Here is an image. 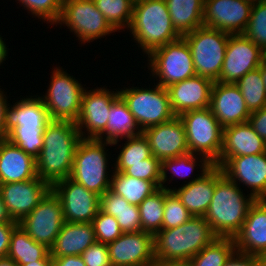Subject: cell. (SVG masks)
Segmentation results:
<instances>
[{
	"mask_svg": "<svg viewBox=\"0 0 266 266\" xmlns=\"http://www.w3.org/2000/svg\"><path fill=\"white\" fill-rule=\"evenodd\" d=\"M243 34L266 53V0H254Z\"/></svg>",
	"mask_w": 266,
	"mask_h": 266,
	"instance_id": "obj_41",
	"label": "cell"
},
{
	"mask_svg": "<svg viewBox=\"0 0 266 266\" xmlns=\"http://www.w3.org/2000/svg\"><path fill=\"white\" fill-rule=\"evenodd\" d=\"M37 96L23 97L13 105H8V126H22L23 128L46 127L51 119L44 103L39 98V95Z\"/></svg>",
	"mask_w": 266,
	"mask_h": 266,
	"instance_id": "obj_28",
	"label": "cell"
},
{
	"mask_svg": "<svg viewBox=\"0 0 266 266\" xmlns=\"http://www.w3.org/2000/svg\"><path fill=\"white\" fill-rule=\"evenodd\" d=\"M169 192L159 188L138 205L142 231L155 235L162 230L165 196Z\"/></svg>",
	"mask_w": 266,
	"mask_h": 266,
	"instance_id": "obj_35",
	"label": "cell"
},
{
	"mask_svg": "<svg viewBox=\"0 0 266 266\" xmlns=\"http://www.w3.org/2000/svg\"><path fill=\"white\" fill-rule=\"evenodd\" d=\"M235 250L234 238L217 237L190 259V262L193 266H223Z\"/></svg>",
	"mask_w": 266,
	"mask_h": 266,
	"instance_id": "obj_38",
	"label": "cell"
},
{
	"mask_svg": "<svg viewBox=\"0 0 266 266\" xmlns=\"http://www.w3.org/2000/svg\"><path fill=\"white\" fill-rule=\"evenodd\" d=\"M37 177L36 159L7 138L0 140V184Z\"/></svg>",
	"mask_w": 266,
	"mask_h": 266,
	"instance_id": "obj_26",
	"label": "cell"
},
{
	"mask_svg": "<svg viewBox=\"0 0 266 266\" xmlns=\"http://www.w3.org/2000/svg\"><path fill=\"white\" fill-rule=\"evenodd\" d=\"M18 266H52V257L49 253L43 260L34 261L28 264H23Z\"/></svg>",
	"mask_w": 266,
	"mask_h": 266,
	"instance_id": "obj_54",
	"label": "cell"
},
{
	"mask_svg": "<svg viewBox=\"0 0 266 266\" xmlns=\"http://www.w3.org/2000/svg\"><path fill=\"white\" fill-rule=\"evenodd\" d=\"M265 52L244 34H231L223 67L217 82L237 83L245 74L260 66Z\"/></svg>",
	"mask_w": 266,
	"mask_h": 266,
	"instance_id": "obj_15",
	"label": "cell"
},
{
	"mask_svg": "<svg viewBox=\"0 0 266 266\" xmlns=\"http://www.w3.org/2000/svg\"><path fill=\"white\" fill-rule=\"evenodd\" d=\"M43 132L44 128L8 126L7 139L36 159L43 147Z\"/></svg>",
	"mask_w": 266,
	"mask_h": 266,
	"instance_id": "obj_40",
	"label": "cell"
},
{
	"mask_svg": "<svg viewBox=\"0 0 266 266\" xmlns=\"http://www.w3.org/2000/svg\"><path fill=\"white\" fill-rule=\"evenodd\" d=\"M0 266H18L10 257H0Z\"/></svg>",
	"mask_w": 266,
	"mask_h": 266,
	"instance_id": "obj_56",
	"label": "cell"
},
{
	"mask_svg": "<svg viewBox=\"0 0 266 266\" xmlns=\"http://www.w3.org/2000/svg\"><path fill=\"white\" fill-rule=\"evenodd\" d=\"M8 105L6 94L0 88V140L6 139L8 135Z\"/></svg>",
	"mask_w": 266,
	"mask_h": 266,
	"instance_id": "obj_49",
	"label": "cell"
},
{
	"mask_svg": "<svg viewBox=\"0 0 266 266\" xmlns=\"http://www.w3.org/2000/svg\"><path fill=\"white\" fill-rule=\"evenodd\" d=\"M266 152V142L248 123L223 128V146L219 160L214 164L222 167L231 157L255 155Z\"/></svg>",
	"mask_w": 266,
	"mask_h": 266,
	"instance_id": "obj_25",
	"label": "cell"
},
{
	"mask_svg": "<svg viewBox=\"0 0 266 266\" xmlns=\"http://www.w3.org/2000/svg\"><path fill=\"white\" fill-rule=\"evenodd\" d=\"M178 117L184 124L189 152L205 156L215 164L223 146V127L211 109L189 110Z\"/></svg>",
	"mask_w": 266,
	"mask_h": 266,
	"instance_id": "obj_6",
	"label": "cell"
},
{
	"mask_svg": "<svg viewBox=\"0 0 266 266\" xmlns=\"http://www.w3.org/2000/svg\"><path fill=\"white\" fill-rule=\"evenodd\" d=\"M112 142L95 138H82L76 148L70 178L86 189L101 196L110 190L109 155L106 146Z\"/></svg>",
	"mask_w": 266,
	"mask_h": 266,
	"instance_id": "obj_5",
	"label": "cell"
},
{
	"mask_svg": "<svg viewBox=\"0 0 266 266\" xmlns=\"http://www.w3.org/2000/svg\"><path fill=\"white\" fill-rule=\"evenodd\" d=\"M51 189L44 180L36 177L23 182L0 184V194L13 221H22Z\"/></svg>",
	"mask_w": 266,
	"mask_h": 266,
	"instance_id": "obj_18",
	"label": "cell"
},
{
	"mask_svg": "<svg viewBox=\"0 0 266 266\" xmlns=\"http://www.w3.org/2000/svg\"><path fill=\"white\" fill-rule=\"evenodd\" d=\"M50 253L44 244L34 241L19 224L14 228L7 256L18 265L43 260Z\"/></svg>",
	"mask_w": 266,
	"mask_h": 266,
	"instance_id": "obj_31",
	"label": "cell"
},
{
	"mask_svg": "<svg viewBox=\"0 0 266 266\" xmlns=\"http://www.w3.org/2000/svg\"><path fill=\"white\" fill-rule=\"evenodd\" d=\"M93 2L116 32L129 27L134 6L133 1L93 0Z\"/></svg>",
	"mask_w": 266,
	"mask_h": 266,
	"instance_id": "obj_39",
	"label": "cell"
},
{
	"mask_svg": "<svg viewBox=\"0 0 266 266\" xmlns=\"http://www.w3.org/2000/svg\"><path fill=\"white\" fill-rule=\"evenodd\" d=\"M62 67H54L47 92L39 98L44 103L51 120L76 122L80 111L82 96L86 89Z\"/></svg>",
	"mask_w": 266,
	"mask_h": 266,
	"instance_id": "obj_10",
	"label": "cell"
},
{
	"mask_svg": "<svg viewBox=\"0 0 266 266\" xmlns=\"http://www.w3.org/2000/svg\"><path fill=\"white\" fill-rule=\"evenodd\" d=\"M109 90L107 87L85 89L82 96L81 111L76 121L81 138L107 141L110 110L112 104L120 97L119 90L115 92Z\"/></svg>",
	"mask_w": 266,
	"mask_h": 266,
	"instance_id": "obj_12",
	"label": "cell"
},
{
	"mask_svg": "<svg viewBox=\"0 0 266 266\" xmlns=\"http://www.w3.org/2000/svg\"><path fill=\"white\" fill-rule=\"evenodd\" d=\"M96 241L92 223L64 222L53 246L51 257L81 255Z\"/></svg>",
	"mask_w": 266,
	"mask_h": 266,
	"instance_id": "obj_27",
	"label": "cell"
},
{
	"mask_svg": "<svg viewBox=\"0 0 266 266\" xmlns=\"http://www.w3.org/2000/svg\"><path fill=\"white\" fill-rule=\"evenodd\" d=\"M193 217L177 195L170 191L165 196L162 229L175 228Z\"/></svg>",
	"mask_w": 266,
	"mask_h": 266,
	"instance_id": "obj_43",
	"label": "cell"
},
{
	"mask_svg": "<svg viewBox=\"0 0 266 266\" xmlns=\"http://www.w3.org/2000/svg\"><path fill=\"white\" fill-rule=\"evenodd\" d=\"M100 210L115 217L123 233L142 231L138 206L111 190L100 196Z\"/></svg>",
	"mask_w": 266,
	"mask_h": 266,
	"instance_id": "obj_29",
	"label": "cell"
},
{
	"mask_svg": "<svg viewBox=\"0 0 266 266\" xmlns=\"http://www.w3.org/2000/svg\"><path fill=\"white\" fill-rule=\"evenodd\" d=\"M141 132L127 104L119 97L112 104L110 110L107 124V141L112 142L115 146L124 138L141 134Z\"/></svg>",
	"mask_w": 266,
	"mask_h": 266,
	"instance_id": "obj_32",
	"label": "cell"
},
{
	"mask_svg": "<svg viewBox=\"0 0 266 266\" xmlns=\"http://www.w3.org/2000/svg\"><path fill=\"white\" fill-rule=\"evenodd\" d=\"M64 224L62 204L50 189L19 225L37 243L51 248Z\"/></svg>",
	"mask_w": 266,
	"mask_h": 266,
	"instance_id": "obj_13",
	"label": "cell"
},
{
	"mask_svg": "<svg viewBox=\"0 0 266 266\" xmlns=\"http://www.w3.org/2000/svg\"><path fill=\"white\" fill-rule=\"evenodd\" d=\"M0 223H17L13 221V219L9 215L7 208L2 200L1 194H0Z\"/></svg>",
	"mask_w": 266,
	"mask_h": 266,
	"instance_id": "obj_52",
	"label": "cell"
},
{
	"mask_svg": "<svg viewBox=\"0 0 266 266\" xmlns=\"http://www.w3.org/2000/svg\"><path fill=\"white\" fill-rule=\"evenodd\" d=\"M223 128L248 122L250 111L236 84L214 82L210 107Z\"/></svg>",
	"mask_w": 266,
	"mask_h": 266,
	"instance_id": "obj_22",
	"label": "cell"
},
{
	"mask_svg": "<svg viewBox=\"0 0 266 266\" xmlns=\"http://www.w3.org/2000/svg\"><path fill=\"white\" fill-rule=\"evenodd\" d=\"M147 58L148 70L164 88L196 75L190 47L183 37L153 50Z\"/></svg>",
	"mask_w": 266,
	"mask_h": 266,
	"instance_id": "obj_9",
	"label": "cell"
},
{
	"mask_svg": "<svg viewBox=\"0 0 266 266\" xmlns=\"http://www.w3.org/2000/svg\"><path fill=\"white\" fill-rule=\"evenodd\" d=\"M255 199L225 174L216 182L210 206L204 215L217 237L234 238L241 230Z\"/></svg>",
	"mask_w": 266,
	"mask_h": 266,
	"instance_id": "obj_3",
	"label": "cell"
},
{
	"mask_svg": "<svg viewBox=\"0 0 266 266\" xmlns=\"http://www.w3.org/2000/svg\"><path fill=\"white\" fill-rule=\"evenodd\" d=\"M110 190L122 196L132 205H139L159 188L151 181L134 178L122 172L112 171Z\"/></svg>",
	"mask_w": 266,
	"mask_h": 266,
	"instance_id": "obj_33",
	"label": "cell"
},
{
	"mask_svg": "<svg viewBox=\"0 0 266 266\" xmlns=\"http://www.w3.org/2000/svg\"><path fill=\"white\" fill-rule=\"evenodd\" d=\"M19 223H0V257H6L10 244V237Z\"/></svg>",
	"mask_w": 266,
	"mask_h": 266,
	"instance_id": "obj_50",
	"label": "cell"
},
{
	"mask_svg": "<svg viewBox=\"0 0 266 266\" xmlns=\"http://www.w3.org/2000/svg\"><path fill=\"white\" fill-rule=\"evenodd\" d=\"M254 1L204 0V26L228 34H243Z\"/></svg>",
	"mask_w": 266,
	"mask_h": 266,
	"instance_id": "obj_16",
	"label": "cell"
},
{
	"mask_svg": "<svg viewBox=\"0 0 266 266\" xmlns=\"http://www.w3.org/2000/svg\"><path fill=\"white\" fill-rule=\"evenodd\" d=\"M152 266H193L190 260L172 261V262H155Z\"/></svg>",
	"mask_w": 266,
	"mask_h": 266,
	"instance_id": "obj_53",
	"label": "cell"
},
{
	"mask_svg": "<svg viewBox=\"0 0 266 266\" xmlns=\"http://www.w3.org/2000/svg\"><path fill=\"white\" fill-rule=\"evenodd\" d=\"M123 174L153 182L158 188H161V162L151 155L144 159L142 163L130 164Z\"/></svg>",
	"mask_w": 266,
	"mask_h": 266,
	"instance_id": "obj_45",
	"label": "cell"
},
{
	"mask_svg": "<svg viewBox=\"0 0 266 266\" xmlns=\"http://www.w3.org/2000/svg\"><path fill=\"white\" fill-rule=\"evenodd\" d=\"M124 140L126 141L123 146H120L121 150L116 157L113 171L123 172L130 167V164L142 163L144 159L152 155L148 140L142 133L124 138Z\"/></svg>",
	"mask_w": 266,
	"mask_h": 266,
	"instance_id": "obj_37",
	"label": "cell"
},
{
	"mask_svg": "<svg viewBox=\"0 0 266 266\" xmlns=\"http://www.w3.org/2000/svg\"><path fill=\"white\" fill-rule=\"evenodd\" d=\"M91 223L94 228L96 241L103 244L108 245L123 234L116 218L102 212L100 209Z\"/></svg>",
	"mask_w": 266,
	"mask_h": 266,
	"instance_id": "obj_44",
	"label": "cell"
},
{
	"mask_svg": "<svg viewBox=\"0 0 266 266\" xmlns=\"http://www.w3.org/2000/svg\"><path fill=\"white\" fill-rule=\"evenodd\" d=\"M141 133L148 140L151 154L160 162L189 152L184 124L178 116Z\"/></svg>",
	"mask_w": 266,
	"mask_h": 266,
	"instance_id": "obj_20",
	"label": "cell"
},
{
	"mask_svg": "<svg viewBox=\"0 0 266 266\" xmlns=\"http://www.w3.org/2000/svg\"><path fill=\"white\" fill-rule=\"evenodd\" d=\"M223 266H263V259L235 250Z\"/></svg>",
	"mask_w": 266,
	"mask_h": 266,
	"instance_id": "obj_47",
	"label": "cell"
},
{
	"mask_svg": "<svg viewBox=\"0 0 266 266\" xmlns=\"http://www.w3.org/2000/svg\"><path fill=\"white\" fill-rule=\"evenodd\" d=\"M234 240L237 251L262 259L266 257V200H255L250 206Z\"/></svg>",
	"mask_w": 266,
	"mask_h": 266,
	"instance_id": "obj_24",
	"label": "cell"
},
{
	"mask_svg": "<svg viewBox=\"0 0 266 266\" xmlns=\"http://www.w3.org/2000/svg\"><path fill=\"white\" fill-rule=\"evenodd\" d=\"M217 236L204 217H191L186 223L162 229L154 235L156 262L187 261L192 259Z\"/></svg>",
	"mask_w": 266,
	"mask_h": 266,
	"instance_id": "obj_2",
	"label": "cell"
},
{
	"mask_svg": "<svg viewBox=\"0 0 266 266\" xmlns=\"http://www.w3.org/2000/svg\"><path fill=\"white\" fill-rule=\"evenodd\" d=\"M153 86L155 87H149V89L134 86L124 87L125 90L120 89L119 91L120 97L127 104L141 131L176 117L170 105L167 88L158 84Z\"/></svg>",
	"mask_w": 266,
	"mask_h": 266,
	"instance_id": "obj_8",
	"label": "cell"
},
{
	"mask_svg": "<svg viewBox=\"0 0 266 266\" xmlns=\"http://www.w3.org/2000/svg\"><path fill=\"white\" fill-rule=\"evenodd\" d=\"M112 266H152L154 257V235L151 233L126 232L108 244Z\"/></svg>",
	"mask_w": 266,
	"mask_h": 266,
	"instance_id": "obj_17",
	"label": "cell"
},
{
	"mask_svg": "<svg viewBox=\"0 0 266 266\" xmlns=\"http://www.w3.org/2000/svg\"><path fill=\"white\" fill-rule=\"evenodd\" d=\"M197 162L200 163L197 165ZM196 166H199L200 167L199 169L201 171H208L211 167L214 166V164H212L205 156L192 154L191 152H188L186 154L174 158L162 160L161 188L169 190L170 188L166 187V185L164 184H166L170 178L171 180H169L168 183L173 180L174 178L173 176L180 178L189 177V175H191L194 172ZM167 171H170V174H172V176L169 178H167L168 177L167 174H169L167 173Z\"/></svg>",
	"mask_w": 266,
	"mask_h": 266,
	"instance_id": "obj_34",
	"label": "cell"
},
{
	"mask_svg": "<svg viewBox=\"0 0 266 266\" xmlns=\"http://www.w3.org/2000/svg\"><path fill=\"white\" fill-rule=\"evenodd\" d=\"M81 139L76 122L51 120L44 128L43 147L36 158L37 177L50 186L70 177Z\"/></svg>",
	"mask_w": 266,
	"mask_h": 266,
	"instance_id": "obj_1",
	"label": "cell"
},
{
	"mask_svg": "<svg viewBox=\"0 0 266 266\" xmlns=\"http://www.w3.org/2000/svg\"><path fill=\"white\" fill-rule=\"evenodd\" d=\"M173 27L181 35L204 26V0H165Z\"/></svg>",
	"mask_w": 266,
	"mask_h": 266,
	"instance_id": "obj_30",
	"label": "cell"
},
{
	"mask_svg": "<svg viewBox=\"0 0 266 266\" xmlns=\"http://www.w3.org/2000/svg\"><path fill=\"white\" fill-rule=\"evenodd\" d=\"M200 172L196 178H192L183 186L169 189L177 195L194 217H204L212 201L216 182L224 175L221 167L215 165L208 171Z\"/></svg>",
	"mask_w": 266,
	"mask_h": 266,
	"instance_id": "obj_21",
	"label": "cell"
},
{
	"mask_svg": "<svg viewBox=\"0 0 266 266\" xmlns=\"http://www.w3.org/2000/svg\"><path fill=\"white\" fill-rule=\"evenodd\" d=\"M221 169L239 187L243 183L250 188L249 194L255 200H266V152L231 157Z\"/></svg>",
	"mask_w": 266,
	"mask_h": 266,
	"instance_id": "obj_19",
	"label": "cell"
},
{
	"mask_svg": "<svg viewBox=\"0 0 266 266\" xmlns=\"http://www.w3.org/2000/svg\"><path fill=\"white\" fill-rule=\"evenodd\" d=\"M57 24H64L82 43H90L116 32L97 9L93 0H62Z\"/></svg>",
	"mask_w": 266,
	"mask_h": 266,
	"instance_id": "obj_11",
	"label": "cell"
},
{
	"mask_svg": "<svg viewBox=\"0 0 266 266\" xmlns=\"http://www.w3.org/2000/svg\"><path fill=\"white\" fill-rule=\"evenodd\" d=\"M213 81L195 75L167 87L170 105L176 116L196 109L210 107Z\"/></svg>",
	"mask_w": 266,
	"mask_h": 266,
	"instance_id": "obj_23",
	"label": "cell"
},
{
	"mask_svg": "<svg viewBox=\"0 0 266 266\" xmlns=\"http://www.w3.org/2000/svg\"><path fill=\"white\" fill-rule=\"evenodd\" d=\"M230 35L202 26L182 36L190 47L196 75L218 81Z\"/></svg>",
	"mask_w": 266,
	"mask_h": 266,
	"instance_id": "obj_7",
	"label": "cell"
},
{
	"mask_svg": "<svg viewBox=\"0 0 266 266\" xmlns=\"http://www.w3.org/2000/svg\"><path fill=\"white\" fill-rule=\"evenodd\" d=\"M8 48L6 47L5 42L3 41V38L0 35V65L3 64V62L8 57Z\"/></svg>",
	"mask_w": 266,
	"mask_h": 266,
	"instance_id": "obj_55",
	"label": "cell"
},
{
	"mask_svg": "<svg viewBox=\"0 0 266 266\" xmlns=\"http://www.w3.org/2000/svg\"><path fill=\"white\" fill-rule=\"evenodd\" d=\"M248 123L254 131L266 142V107L250 113Z\"/></svg>",
	"mask_w": 266,
	"mask_h": 266,
	"instance_id": "obj_48",
	"label": "cell"
},
{
	"mask_svg": "<svg viewBox=\"0 0 266 266\" xmlns=\"http://www.w3.org/2000/svg\"><path fill=\"white\" fill-rule=\"evenodd\" d=\"M32 16L56 25L61 15L62 0H16ZM44 19V20H43Z\"/></svg>",
	"mask_w": 266,
	"mask_h": 266,
	"instance_id": "obj_42",
	"label": "cell"
},
{
	"mask_svg": "<svg viewBox=\"0 0 266 266\" xmlns=\"http://www.w3.org/2000/svg\"><path fill=\"white\" fill-rule=\"evenodd\" d=\"M127 30L146 56L182 37L173 27L165 0H139L134 3Z\"/></svg>",
	"mask_w": 266,
	"mask_h": 266,
	"instance_id": "obj_4",
	"label": "cell"
},
{
	"mask_svg": "<svg viewBox=\"0 0 266 266\" xmlns=\"http://www.w3.org/2000/svg\"><path fill=\"white\" fill-rule=\"evenodd\" d=\"M86 266H112L108 245L95 241L81 254Z\"/></svg>",
	"mask_w": 266,
	"mask_h": 266,
	"instance_id": "obj_46",
	"label": "cell"
},
{
	"mask_svg": "<svg viewBox=\"0 0 266 266\" xmlns=\"http://www.w3.org/2000/svg\"><path fill=\"white\" fill-rule=\"evenodd\" d=\"M260 74L262 76L263 83L266 89V59H264L262 63L260 64Z\"/></svg>",
	"mask_w": 266,
	"mask_h": 266,
	"instance_id": "obj_57",
	"label": "cell"
},
{
	"mask_svg": "<svg viewBox=\"0 0 266 266\" xmlns=\"http://www.w3.org/2000/svg\"><path fill=\"white\" fill-rule=\"evenodd\" d=\"M51 189L61 201L64 222L91 223L100 209V196L70 177L55 182Z\"/></svg>",
	"mask_w": 266,
	"mask_h": 266,
	"instance_id": "obj_14",
	"label": "cell"
},
{
	"mask_svg": "<svg viewBox=\"0 0 266 266\" xmlns=\"http://www.w3.org/2000/svg\"><path fill=\"white\" fill-rule=\"evenodd\" d=\"M263 266H266V257L263 259Z\"/></svg>",
	"mask_w": 266,
	"mask_h": 266,
	"instance_id": "obj_58",
	"label": "cell"
},
{
	"mask_svg": "<svg viewBox=\"0 0 266 266\" xmlns=\"http://www.w3.org/2000/svg\"><path fill=\"white\" fill-rule=\"evenodd\" d=\"M52 266H86L81 255L52 257Z\"/></svg>",
	"mask_w": 266,
	"mask_h": 266,
	"instance_id": "obj_51",
	"label": "cell"
},
{
	"mask_svg": "<svg viewBox=\"0 0 266 266\" xmlns=\"http://www.w3.org/2000/svg\"><path fill=\"white\" fill-rule=\"evenodd\" d=\"M250 112L266 107V89L260 74V66L245 74L235 83Z\"/></svg>",
	"mask_w": 266,
	"mask_h": 266,
	"instance_id": "obj_36",
	"label": "cell"
}]
</instances>
